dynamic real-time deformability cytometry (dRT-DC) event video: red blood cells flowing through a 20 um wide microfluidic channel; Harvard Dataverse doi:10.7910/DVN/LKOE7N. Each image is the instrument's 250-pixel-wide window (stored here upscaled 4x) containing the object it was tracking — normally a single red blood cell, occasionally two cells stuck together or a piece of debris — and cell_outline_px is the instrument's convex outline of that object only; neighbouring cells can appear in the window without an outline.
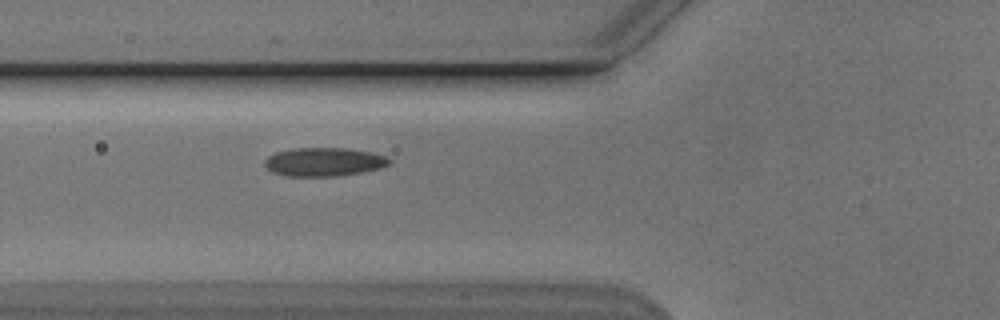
{"species": "Egyptian fruit bat (a non-hibernating species)", "species_latin": "Rousettus aegyptiacus", "temperature_condition": "cold", "stored_images_in_passage": 36, "camera_frame_rate_fps": 3000, "um_per_image_px": 0.085, "animal": {"sex": "male"}, "frame": {"image": 1, "passage_image": 5, "time_ms": 1.333, "image_size_px": [1000, 320], "cell_outline_px": [[392, 160], [388, 164], [380, 168], [360, 172], [336, 176], [284, 176], [272, 172], [264, 164], [264, 160], [268, 156], [276, 152], [292, 148], [348, 148], [372, 152], [384, 156]], "centroid_in_image_um": [27.5, 13.75], "position_along_channel_um": 98.3, "area_um2": 20.75}}
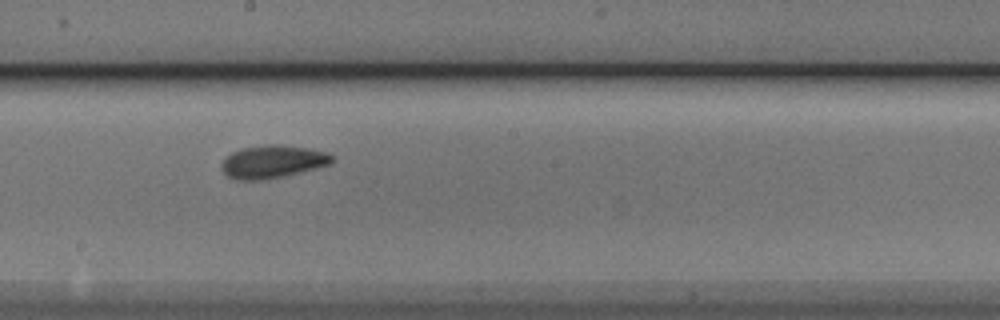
{"frame": {"image": 2, "passage_image": 15, "time_ms": 4.667, "image_size_px": [1000, 320], "cell_outline_px": [[336, 156], [332, 164], [284, 176], [260, 180], [236, 180], [228, 176], [224, 172], [220, 164], [232, 152], [244, 148], [268, 144], [276, 144], [312, 148], [328, 152]], "centroid_in_image_um": [23.24, 13.73], "position_along_channel_um": 225.0, "area_um2": 21.27}}
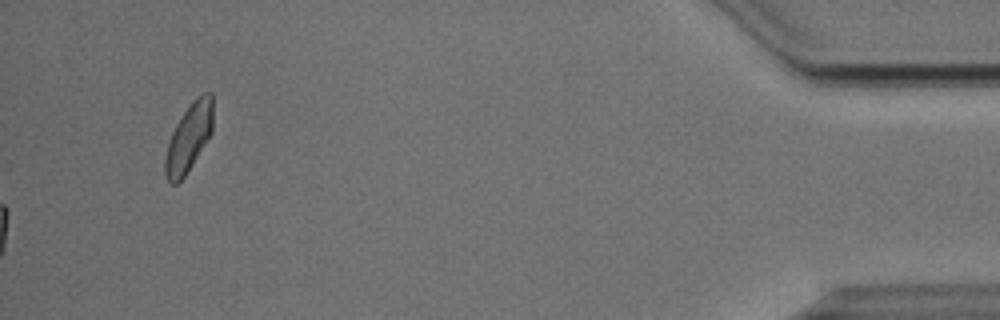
{"frame": {"image": 3, "passage_image": 36, "time_ms": 11.667, "image_size_px": [1000, 320], "cell_outline_px": [[212, 132], [184, 176], [176, 184], [172, 184], [164, 176], [164, 160], [168, 144], [172, 132], [176, 124], [192, 100], [196, 96], [204, 92], [212, 92]], "centroid_in_image_um": [16.04, 11.68], "position_along_channel_um": 419.2, "area_um2": 18.67}, "authors_computed_cell_mechanics": {"area_um2": 19.5653, "velocity_mm_per_s": 3.7996, "shape_relaxation_time_tau1_ms": null, "shape_relaxation_time_tau2_ms": 2.72, "deformation_change_tau1": null, "deformation_change_tau2": 0.0619}}